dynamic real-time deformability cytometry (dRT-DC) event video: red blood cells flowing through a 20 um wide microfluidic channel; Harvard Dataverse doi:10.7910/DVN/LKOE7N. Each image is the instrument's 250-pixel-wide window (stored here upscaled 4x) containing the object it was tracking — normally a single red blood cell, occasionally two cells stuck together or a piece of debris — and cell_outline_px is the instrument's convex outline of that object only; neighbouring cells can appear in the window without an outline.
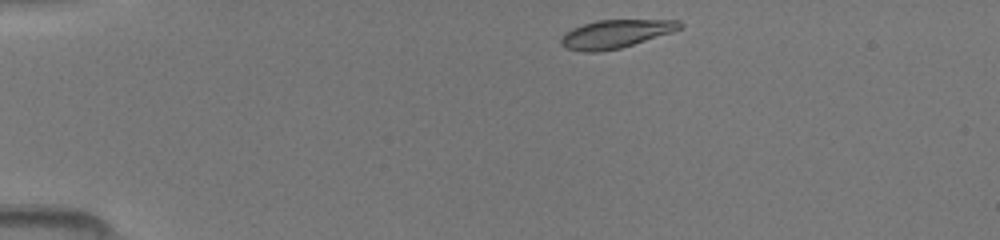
{"species": "common noctule bat (a hibernating species)", "species_latin": "Nyctalus noctula", "temperature_condition": "room temperature", "stored_images_in_passage": 40, "camera_frame_rate_fps": 3000, "um_per_image_px": 0.085, "animal": {"sex": "female", "body_mass_g": 19.5, "forearm_length_mm": 54.1}, "frame": {"image": 1, "passage_image": 1, "time_ms": 0.0, "image_size_px": [1000, 240], "cell_outline_px": [[684, 24], [680, 28], [672, 32], [620, 48], [600, 52], [584, 52], [564, 48], [560, 44], [560, 40], [572, 28], [596, 20], [680, 20]], "centroid_in_image_um": [52.32, 2.89], "position_along_channel_um": 32.7, "area_um2": 19.42}}
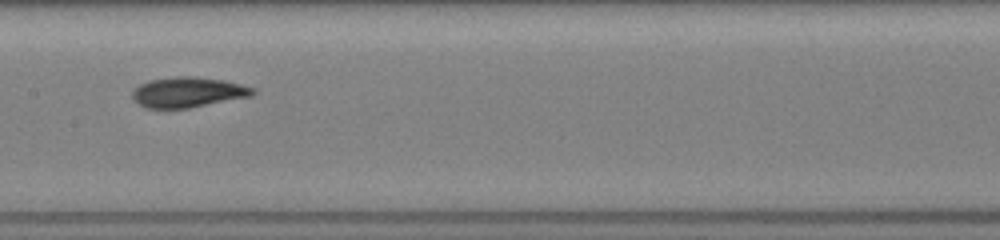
{"frame": {"image": 2, "passage_image": 17, "time_ms": 5.333, "image_size_px": [1000, 240], "cell_outline_px": [[256, 92], [252, 96], [188, 108], [144, 108], [132, 100], [132, 92], [140, 84], [148, 80], [176, 76], [192, 76], [224, 80], [256, 88]], "centroid_in_image_um": [15.97, 7.84], "position_along_channel_um": 191.4, "area_um2": 21.39}}
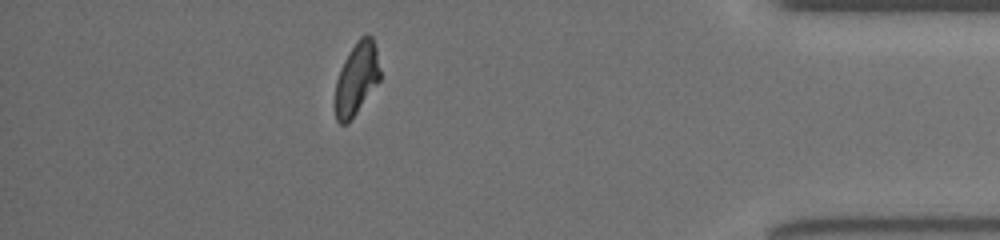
{"frame": {"image": 3, "passage_image": 35, "time_ms": 11.333, "image_size_px": [1000, 240], "cell_outline_px": [[380, 80], [348, 124], [340, 124], [336, 120], [332, 104], [336, 80], [340, 68], [344, 60], [356, 40], [360, 36], [368, 32], [372, 36], [376, 48], [380, 72]], "centroid_in_image_um": [30.26, 6.71], "position_along_channel_um": 404.9, "area_um2": 19.54}}